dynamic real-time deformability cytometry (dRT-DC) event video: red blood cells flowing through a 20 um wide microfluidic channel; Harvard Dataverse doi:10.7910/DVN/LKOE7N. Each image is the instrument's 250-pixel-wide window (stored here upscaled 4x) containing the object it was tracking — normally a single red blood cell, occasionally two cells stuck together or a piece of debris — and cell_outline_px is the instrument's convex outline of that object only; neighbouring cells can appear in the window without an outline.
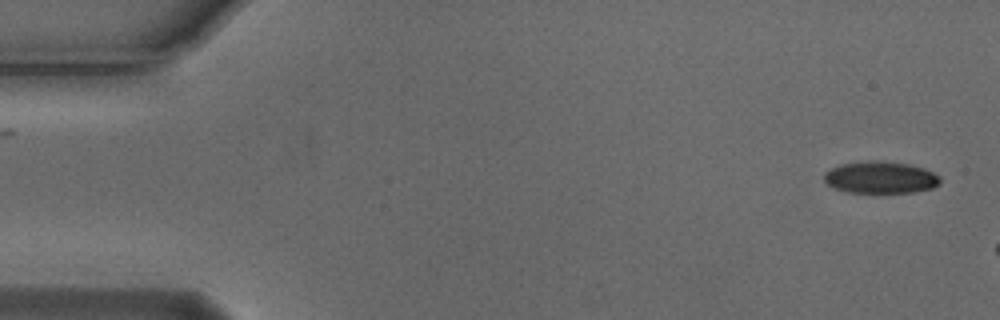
{"species": "Egyptian fruit bat (a non-hibernating species)", "species_latin": "Rousettus aegyptiacus", "temperature_condition": "cold", "stored_images_in_passage": 7, "camera_frame_rate_fps": 3000, "um_per_image_px": 0.085, "animal": {"sex": "male"}, "frame": {"image": 1, "passage_image": 1, "time_ms": 0.0, "image_size_px": [1000, 320], "cell_outline_px": [[940, 184], [932, 188], [912, 192], [844, 192], [832, 188], [824, 180], [824, 172], [840, 164], [868, 160], [876, 160], [908, 164], [924, 168], [940, 176]], "centroid_in_image_um": [74.82, 15.08], "position_along_channel_um": 10.2, "area_um2": 21.68}}